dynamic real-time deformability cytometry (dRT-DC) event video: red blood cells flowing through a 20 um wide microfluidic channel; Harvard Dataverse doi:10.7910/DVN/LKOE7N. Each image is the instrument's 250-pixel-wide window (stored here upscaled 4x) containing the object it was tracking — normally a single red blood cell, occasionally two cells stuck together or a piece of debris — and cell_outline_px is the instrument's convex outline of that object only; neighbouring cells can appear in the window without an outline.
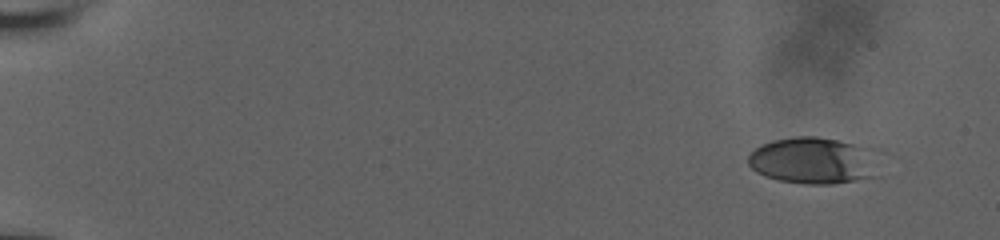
{"species": "human", "species_latin": "Homo sapiens", "temperature_condition": "room temperature", "stored_images_in_passage": 53, "camera_frame_rate_fps": 3000, "um_per_image_px": 0.085, "donor": {"sex": "male"}, "frame": {"image": 1, "passage_image": 1, "time_ms": 0.0, "image_size_px": [1000, 240], "cell_outline_px": [[888, 152], [880, 176], [832, 184], [804, 184], [780, 180], [764, 176], [756, 172], [748, 164], [748, 156], [760, 144], [772, 140], [796, 136], [816, 136], [884, 148]], "centroid_in_image_um": [69.44, 13.63], "position_along_channel_um": 15.6, "area_um2": 38.03}}
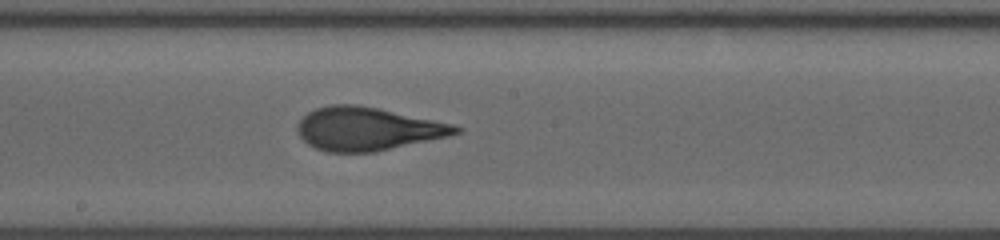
{"frame": {"image": 2, "passage_image": 30, "time_ms": 9.667, "image_size_px": [1000, 240], "cell_outline_px": [[464, 128], [460, 132], [448, 136], [376, 152], [328, 152], [316, 148], [308, 144], [296, 132], [296, 124], [308, 112], [316, 108], [332, 104], [356, 104], [380, 108], [452, 124]], "centroid_in_image_um": [31.21, 10.95], "position_along_channel_um": 217.0, "area_um2": 39.88}}
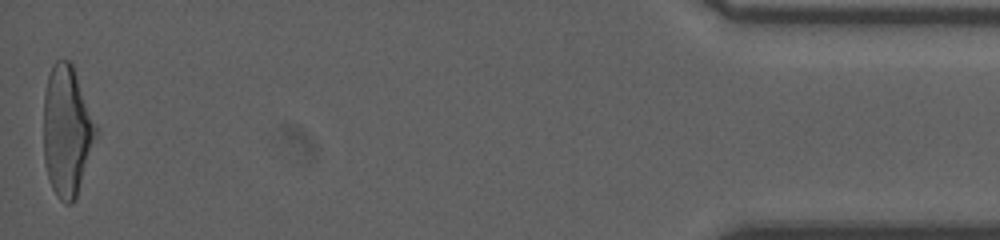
{"frame": {"image": 3, "passage_image": 53, "time_ms": 17.333, "image_size_px": [1000, 240], "cell_outline_px": [[96, 136], [76, 196], [72, 204], [64, 204], [60, 200], [52, 188], [44, 164], [44, 92], [48, 76], [52, 64], [56, 60], [68, 60], [72, 64], [96, 124]], "centroid_in_image_um": [5.65, 11.12], "position_along_channel_um": 429.5, "area_um2": 39.25}, "authors_computed_cell_mechanics": {"area_um2": 38.8994, "velocity_mm_per_s": 3.8475, "shape_relaxation_time_tau1_ms": 5.3623, "shape_relaxation_time_tau2_ms": 0.8545, "deformation_change_tau1": 0.2235, "deformation_change_tau2": 0.0864}}